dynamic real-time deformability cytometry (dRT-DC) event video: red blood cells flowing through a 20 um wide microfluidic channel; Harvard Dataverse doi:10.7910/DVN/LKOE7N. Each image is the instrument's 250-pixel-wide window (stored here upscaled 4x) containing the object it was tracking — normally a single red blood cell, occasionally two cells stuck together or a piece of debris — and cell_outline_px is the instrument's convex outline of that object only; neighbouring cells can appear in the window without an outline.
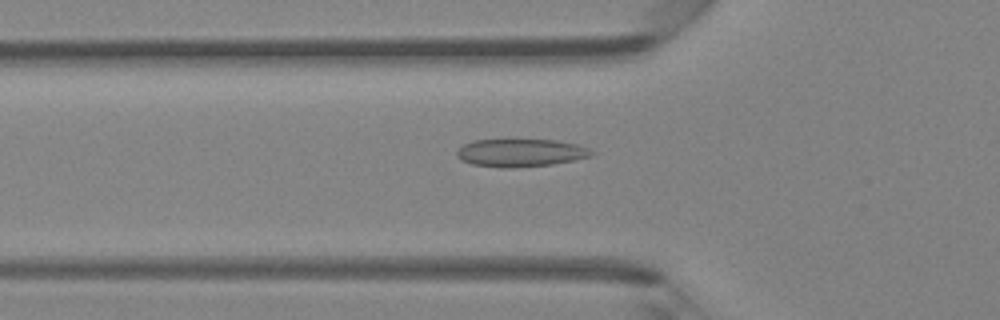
{"species": "Egyptian fruit bat (a non-hibernating species)", "species_latin": "Rousettus aegyptiacus", "temperature_condition": "room temperature", "stored_images_in_passage": 47, "camera_frame_rate_fps": 3000, "um_per_image_px": 0.085, "animal": {"sex": "female"}, "frame": {"image": 1, "passage_image": 16, "time_ms": 5.0, "image_size_px": [1000, 320], "cell_outline_px": [[596, 152], [592, 156], [552, 164], [516, 168], [500, 168], [472, 164], [460, 160], [456, 156], [456, 152], [464, 144], [472, 140], [508, 136], [556, 140], [576, 144], [588, 148]], "centroid_in_image_um": [44.2, 12.93], "position_along_channel_um": 81.6, "area_um2": 23.12}}
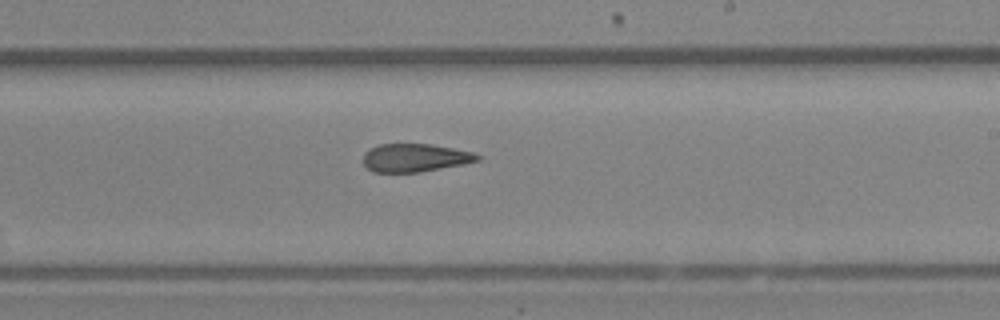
{"frame": {"image": 2, "passage_image": 28, "time_ms": 9.0, "image_size_px": [1000, 320], "cell_outline_px": [[484, 156], [480, 160], [464, 164], [420, 172], [372, 172], [364, 164], [364, 152], [368, 148], [380, 144], [432, 144], [472, 152]], "centroid_in_image_um": [35.29, 13.41], "position_along_channel_um": 253.7, "area_um2": 18.84}}
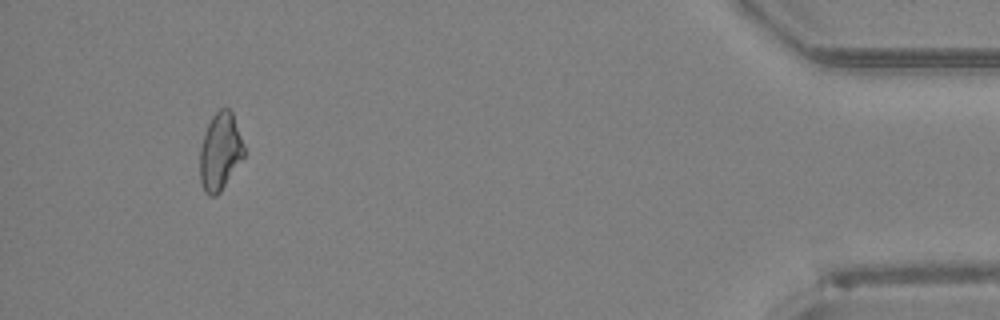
{"frame": {"image": 3, "passage_image": 44, "time_ms": 14.333, "image_size_px": [1000, 320], "cell_outline_px": [[244, 156], [220, 192], [216, 196], [208, 196], [204, 192], [200, 180], [200, 148], [208, 124], [212, 116], [220, 108], [228, 108], [232, 112], [244, 144]], "centroid_in_image_um": [18.7, 12.9], "position_along_channel_um": 416.5, "area_um2": 19.77}, "authors_computed_cell_mechanics": {"area_um2": 20.4034, "velocity_mm_per_s": 4.3187, "shape_relaxation_time_tau1_ms": null, "shape_relaxation_time_tau2_ms": 3.2998, "deformation_change_tau1": null, "deformation_change_tau2": 0.1091}}